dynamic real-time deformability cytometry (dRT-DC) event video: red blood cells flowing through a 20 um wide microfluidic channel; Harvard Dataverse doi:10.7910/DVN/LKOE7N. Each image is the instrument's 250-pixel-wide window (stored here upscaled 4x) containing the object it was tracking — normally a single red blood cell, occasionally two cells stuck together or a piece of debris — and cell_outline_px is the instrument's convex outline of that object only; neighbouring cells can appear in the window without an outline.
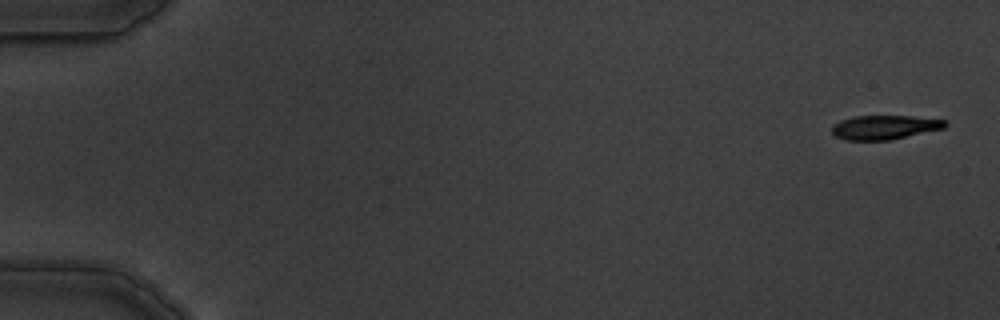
{"species": "common noctule bat (a hibernating species)", "species_latin": "Nyctalus noctula", "temperature_condition": "warm", "stored_images_in_passage": 8, "camera_frame_rate_fps": 3000, "um_per_image_px": 0.085, "animal": {"sex": "male", "body_mass_g": 19.5, "forearm_length_mm": 54.6}, "frame": {"image": 1, "passage_image": 1, "time_ms": 0.0, "image_size_px": [1000, 320], "cell_outline_px": [[948, 124], [944, 128], [892, 140], [844, 140], [836, 136], [832, 132], [832, 124], [840, 120], [852, 116], [912, 116], [944, 120]], "centroid_in_image_um": [75.16, 10.82], "position_along_channel_um": 9.8, "area_um2": 16.01}}
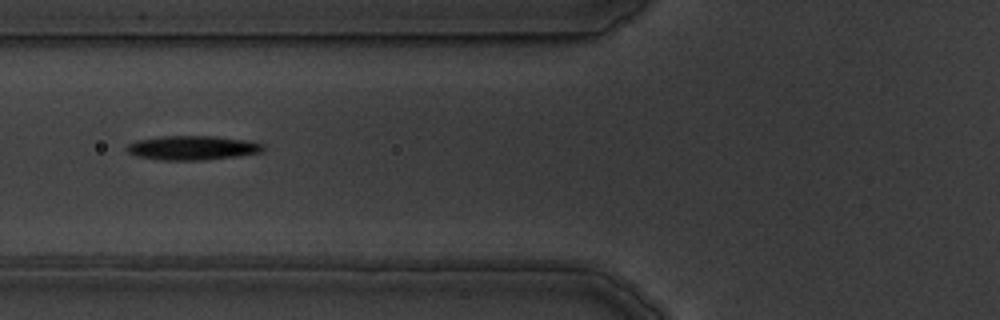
{"frame": {"image": 2, "passage_image": 7, "time_ms": 6.667, "image_size_px": [1000, 320], "cell_outline_px": [[264, 148], [260, 152], [236, 156], [204, 160], [160, 160], [136, 156], [128, 152], [124, 148], [128, 144], [136, 140], [164, 136], [216, 136], [244, 140], [264, 144]], "centroid_in_image_um": [16.31, 12.56], "position_along_channel_um": 109.5, "area_um2": 19.19}}
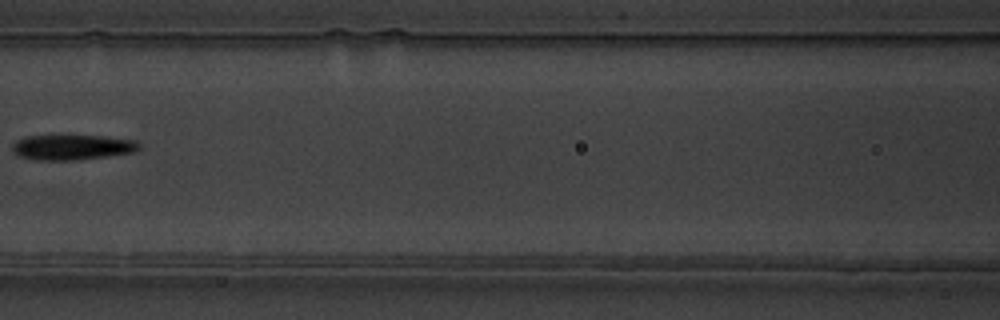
{"frame": {"image": 3, "passage_image": 8, "time_ms": 8.0, "image_size_px": [1000, 320], "cell_outline_px": [[140, 148], [132, 152], [108, 156], [76, 160], [32, 160], [16, 156], [12, 152], [12, 144], [16, 140], [24, 136], [100, 136], [136, 140], [140, 144]], "centroid_in_image_um": [6.07, 12.52], "position_along_channel_um": 160.5, "area_um2": 18.73}}